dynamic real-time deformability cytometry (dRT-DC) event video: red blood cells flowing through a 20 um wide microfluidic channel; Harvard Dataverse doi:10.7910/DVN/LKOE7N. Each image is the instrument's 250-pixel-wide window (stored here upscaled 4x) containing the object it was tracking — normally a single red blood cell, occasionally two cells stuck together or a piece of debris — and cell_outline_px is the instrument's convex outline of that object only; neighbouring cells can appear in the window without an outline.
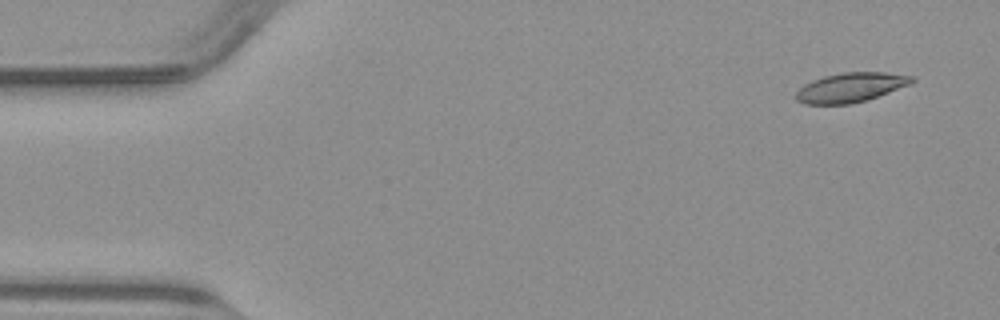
{"species": "common noctule bat (a hibernating species)", "species_latin": "Nyctalus noctula", "temperature_condition": "warm", "stored_images_in_passage": 48, "camera_frame_rate_fps": 3000, "um_per_image_px": 0.085, "animal": {"sex": "male", "body_mass_g": 23.1, "forearm_length_mm": 52.7}, "frame": {"image": 1, "passage_image": 1, "time_ms": 0.0, "image_size_px": [1000, 320], "cell_outline_px": [[916, 80], [912, 84], [868, 100], [852, 104], [804, 104], [796, 100], [792, 96], [804, 84], [812, 80], [824, 76], [844, 72], [884, 72], [916, 76]], "centroid_in_image_um": [72.33, 7.43], "position_along_channel_um": 12.7, "area_um2": 20.29}}
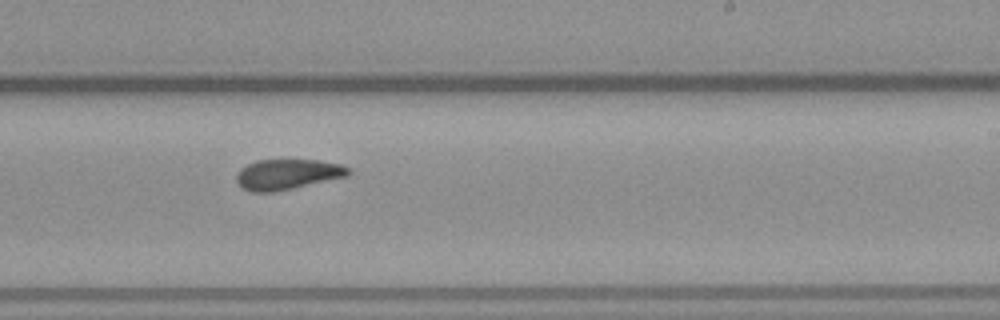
{"frame": {"image": 2, "passage_image": 28, "time_ms": 9.0, "image_size_px": [1000, 320], "cell_outline_px": [[352, 172], [348, 176], [292, 188], [272, 192], [252, 192], [244, 188], [236, 180], [236, 176], [240, 168], [256, 160], [316, 160], [340, 164], [348, 168]], "centroid_in_image_um": [24.43, 14.81], "position_along_channel_um": 264.6, "area_um2": 19.59}}
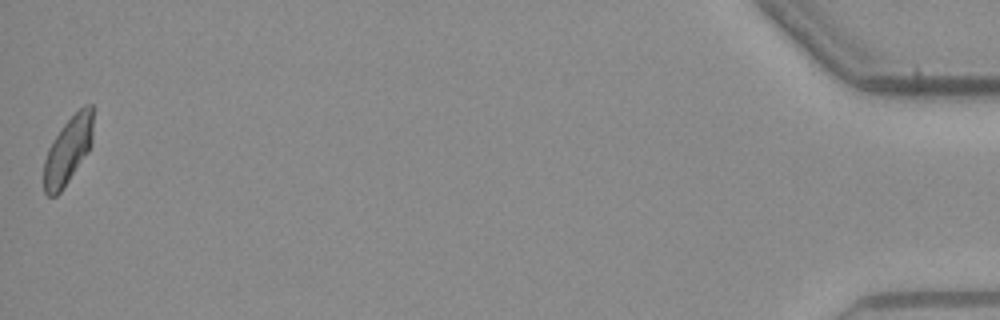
{"frame": {"image": 3, "passage_image": 48, "time_ms": 15.667, "image_size_px": [1000, 320], "cell_outline_px": [[92, 144], [88, 152], [60, 192], [56, 196], [48, 196], [44, 192], [44, 160], [48, 148], [52, 140], [60, 128], [84, 104], [92, 104]], "centroid_in_image_um": [5.77, 12.77], "position_along_channel_um": 429.4, "area_um2": 19.13}}